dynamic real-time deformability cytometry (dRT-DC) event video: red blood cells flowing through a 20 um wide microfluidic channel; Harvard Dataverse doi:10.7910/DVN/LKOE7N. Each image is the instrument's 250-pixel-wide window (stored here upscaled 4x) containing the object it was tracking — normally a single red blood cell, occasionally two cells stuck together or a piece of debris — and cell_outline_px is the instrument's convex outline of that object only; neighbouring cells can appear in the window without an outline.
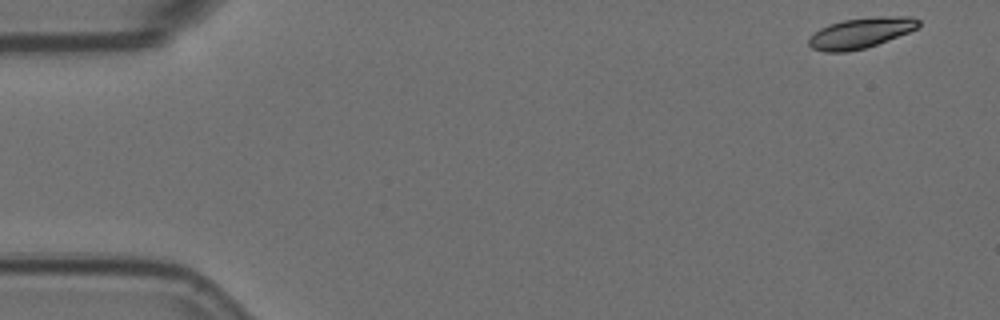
{"species": "Egyptian fruit bat (a non-hibernating species)", "species_latin": "Rousettus aegyptiacus", "temperature_condition": "room temperature", "stored_images_in_passage": 55, "camera_frame_rate_fps": 3000, "um_per_image_px": 0.085, "animal": {"sex": "female"}, "frame": {"image": 1, "passage_image": 1, "time_ms": 0.0, "image_size_px": [1000, 320], "cell_outline_px": [[920, 24], [916, 28], [908, 32], [876, 44], [864, 48], [848, 52], [824, 52], [812, 48], [808, 44], [808, 40], [820, 28], [828, 24], [844, 20], [880, 16], [912, 16], [920, 20]], "centroid_in_image_um": [73.16, 2.79], "position_along_channel_um": 11.8, "area_um2": 19.31}}
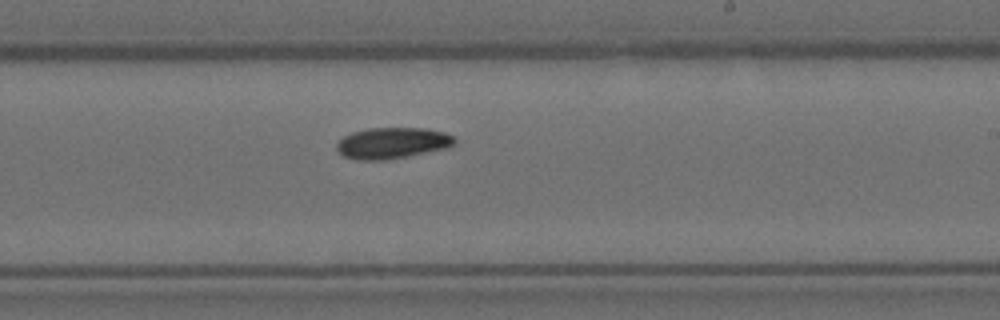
{"frame": {"image": 2, "passage_image": 32, "time_ms": 10.333, "image_size_px": [1000, 320], "cell_outline_px": [[456, 144], [444, 148], [384, 160], [356, 160], [344, 156], [336, 148], [336, 144], [344, 136], [352, 132], [368, 128], [424, 128], [444, 132], [452, 136], [456, 140]], "centroid_in_image_um": [33.31, 12.15], "position_along_channel_um": 255.7, "area_um2": 21.1}}
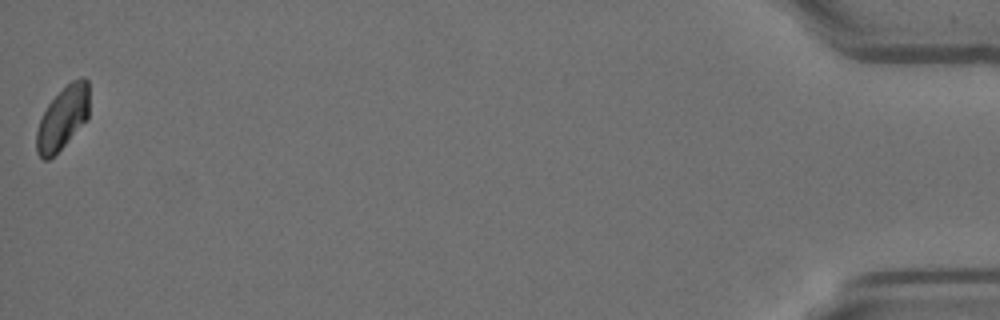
{"frame": {"image": 3, "passage_image": 55, "time_ms": 18.0, "image_size_px": [1000, 320], "cell_outline_px": [[88, 120], [48, 160], [44, 160], [36, 152], [36, 132], [40, 120], [48, 104], [72, 80], [84, 76], [88, 80]], "centroid_in_image_um": [5.34, 10.02], "position_along_channel_um": 429.9, "area_um2": 19.02}, "authors_computed_cell_mechanics": {"area_um2": 20.4034, "velocity_mm_per_s": 3.5578, "shape_relaxation_time_tau1_ms": 5.5408, "shape_relaxation_time_tau2_ms": null, "deformation_change_tau1": 0.1327, "deformation_change_tau2": null}}